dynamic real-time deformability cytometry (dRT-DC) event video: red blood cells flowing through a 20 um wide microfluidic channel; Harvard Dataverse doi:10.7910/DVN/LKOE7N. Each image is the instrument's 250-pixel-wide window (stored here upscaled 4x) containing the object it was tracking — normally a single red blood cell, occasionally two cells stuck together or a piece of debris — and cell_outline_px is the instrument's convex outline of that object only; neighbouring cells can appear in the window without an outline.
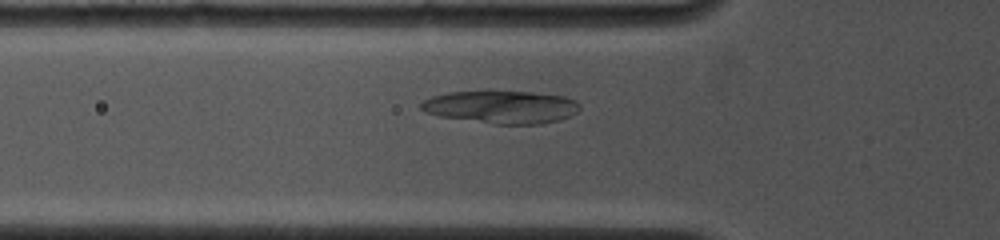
{"species": "common noctule bat (a hibernating species)", "species_latin": "Nyctalus noctula", "temperature_condition": "cold", "stored_images_in_passage": 26, "camera_frame_rate_fps": 4500, "um_per_image_px": 0.085, "animal": {"sex": "female", "body_mass_g": 19.0, "forearm_length_mm": 53.3}, "frame": {"image": 1, "passage_image": 3, "time_ms": 0.667, "image_size_px": [1000, 240], "cell_outline_px": [[580, 108], [576, 112], [560, 120], [540, 124], [496, 124], [440, 116], [424, 112], [420, 108], [420, 104], [424, 100], [432, 96], [448, 92], [528, 92], [564, 96], [576, 100], [580, 104]], "centroid_in_image_um": [42.62, 9.1], "position_along_channel_um": 83.2, "area_um2": 30.0}}
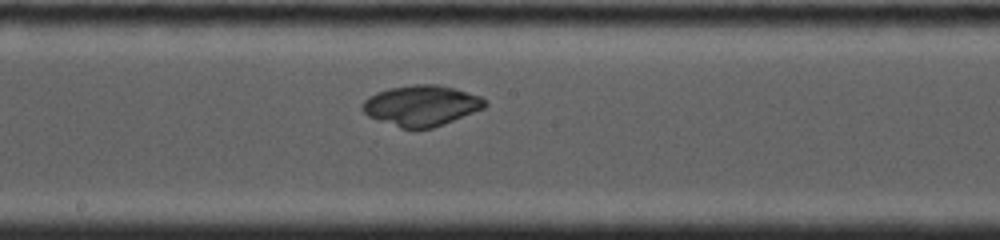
{"frame": {"image": 2, "passage_image": 12, "time_ms": 4.0, "image_size_px": [1000, 240], "cell_outline_px": [[488, 104], [484, 108], [444, 124], [432, 128], [400, 128], [368, 116], [360, 108], [364, 100], [368, 96], [376, 92], [388, 88], [416, 84], [436, 84], [452, 88], [480, 96]], "centroid_in_image_um": [35.78, 8.97], "position_along_channel_um": 212.4, "area_um2": 28.84}}
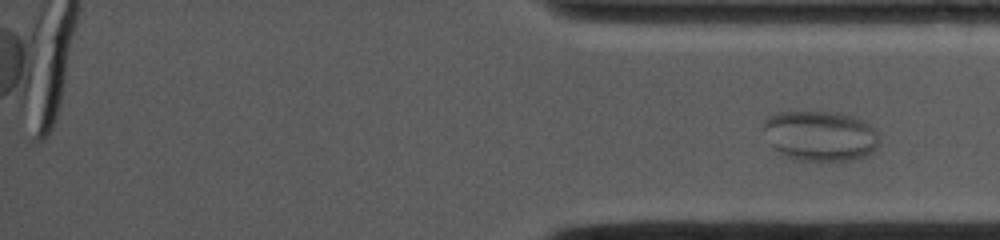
{"frame": {"image": 3, "passage_image": 26, "time_ms": 11.333, "image_size_px": [1000, 240], "cell_outline_px": [[880, 144], [872, 152], [864, 156], [844, 160], [796, 160], [780, 152], [772, 144], [764, 128], [764, 120], [768, 116], [780, 112], [836, 112], [856, 116], [876, 128], [880, 140]], "centroid_in_image_um": [69.79, 11.52], "position_along_channel_um": 365.4, "area_um2": 33.64}}